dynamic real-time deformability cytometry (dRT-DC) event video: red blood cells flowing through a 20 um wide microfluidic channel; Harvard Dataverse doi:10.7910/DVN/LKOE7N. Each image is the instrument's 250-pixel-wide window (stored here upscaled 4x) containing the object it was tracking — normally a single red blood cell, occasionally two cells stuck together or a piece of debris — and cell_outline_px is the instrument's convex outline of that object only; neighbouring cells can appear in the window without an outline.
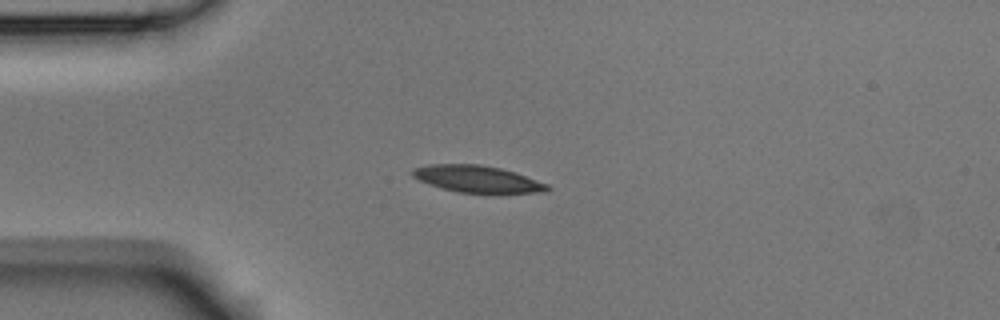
{"species": "Egyptian fruit bat (a non-hibernating species)", "species_latin": "Rousettus aegyptiacus", "temperature_condition": "room temperature", "stored_images_in_passage": 3, "camera_frame_rate_fps": 3000, "um_per_image_px": 0.085, "animal": {"sex": "male"}, "frame": {"image": 1, "passage_image": 3, "time_ms": 0.667, "image_size_px": [1000, 320], "cell_outline_px": [[552, 188], [544, 192], [460, 192], [440, 188], [428, 184], [412, 176], [412, 168], [428, 164], [480, 164], [500, 168], [548, 184]], "centroid_in_image_um": [40.5, 15.2], "position_along_channel_um": 44.5, "area_um2": 20.69}}